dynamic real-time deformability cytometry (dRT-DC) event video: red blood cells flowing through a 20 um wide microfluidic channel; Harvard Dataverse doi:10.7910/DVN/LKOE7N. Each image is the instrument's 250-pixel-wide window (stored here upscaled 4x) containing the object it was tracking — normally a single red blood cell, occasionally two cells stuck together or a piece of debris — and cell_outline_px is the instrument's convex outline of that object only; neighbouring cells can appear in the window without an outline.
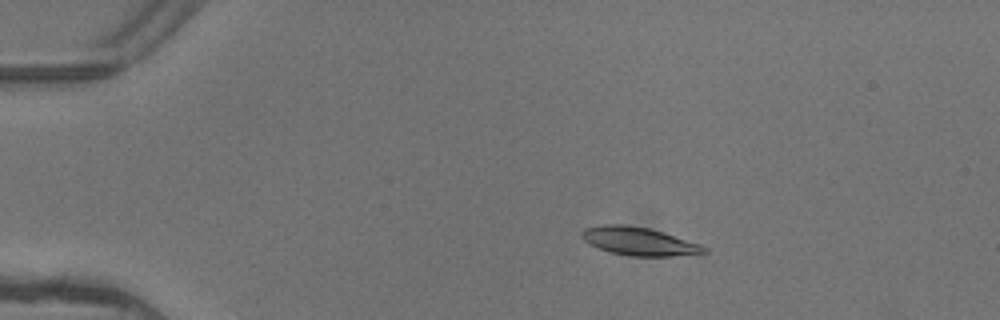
{"species": "common noctule bat (a hibernating species)", "species_latin": "Nyctalus noctula", "temperature_condition": "warm", "stored_images_in_passage": 6, "camera_frame_rate_fps": 3000, "um_per_image_px": 0.085, "animal": {"sex": "female"}, "frame": {"image": 1, "passage_image": 4, "time_ms": 1.0, "image_size_px": [1000, 320], "cell_outline_px": [[708, 252], [696, 256], [632, 256], [612, 252], [588, 244], [580, 236], [580, 232], [584, 228], [604, 224], [620, 224], [648, 228], [700, 244], [708, 248]], "centroid_in_image_um": [54.35, 20.52], "position_along_channel_um": 30.7, "area_um2": 20.17}}
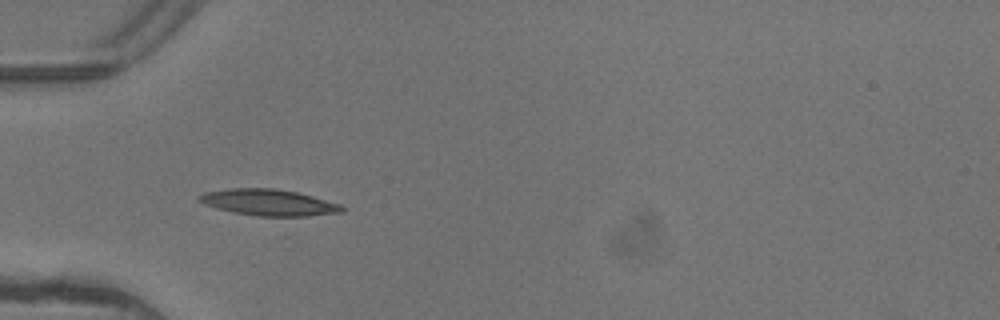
{"frame": {"image": 2, "passage_image": 6, "time_ms": 1.667, "image_size_px": [1000, 320], "cell_outline_px": [[344, 212], [308, 216], [256, 216], [232, 212], [216, 208], [204, 204], [196, 200], [196, 196], [204, 192], [232, 188], [276, 188], [296, 192], [312, 196], [340, 204], [344, 208]], "centroid_in_image_um": [22.8, 17.21], "position_along_channel_um": 62.2, "area_um2": 22.02}}